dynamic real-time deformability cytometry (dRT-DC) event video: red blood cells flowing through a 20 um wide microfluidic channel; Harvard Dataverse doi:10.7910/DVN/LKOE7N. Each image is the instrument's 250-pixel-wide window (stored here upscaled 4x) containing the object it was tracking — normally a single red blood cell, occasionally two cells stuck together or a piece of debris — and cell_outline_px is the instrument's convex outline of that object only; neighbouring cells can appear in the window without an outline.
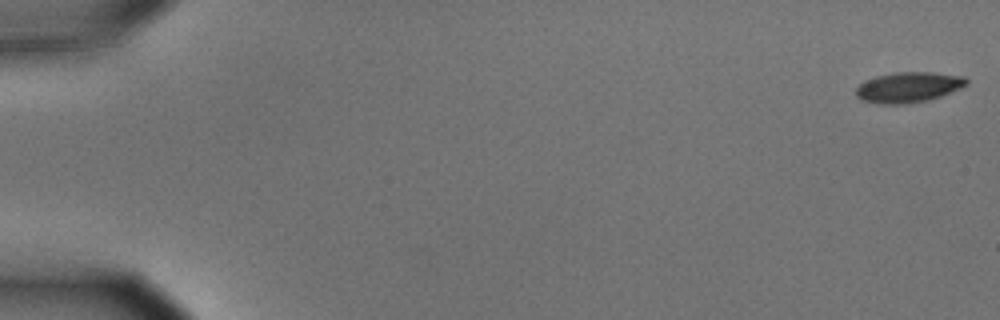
{"species": "common noctule bat (a hibernating species)", "species_latin": "Nyctalus noctula", "temperature_condition": "cold", "stored_images_in_passage": 58, "camera_frame_rate_fps": 3000, "um_per_image_px": 0.085, "animal": {"sex": "male", "body_mass_g": 15.6}, "frame": {"image": 1, "passage_image": 1, "time_ms": 0.0, "image_size_px": [1000, 320], "cell_outline_px": [[968, 84], [960, 88], [940, 96], [928, 100], [908, 104], [880, 104], [860, 100], [856, 96], [856, 88], [864, 80], [876, 76], [896, 72], [932, 72], [964, 76], [968, 80]], "centroid_in_image_um": [77.19, 7.42], "position_along_channel_um": 7.8, "area_um2": 19.71}}
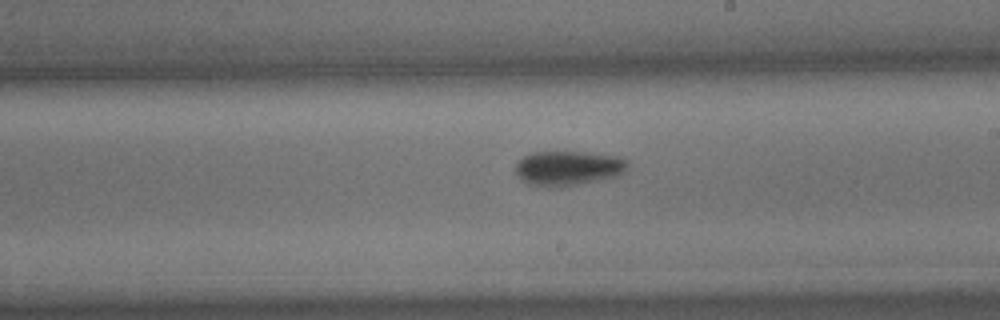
{"frame": {"image": 2, "passage_image": 34, "time_ms": 11.0, "image_size_px": [1000, 320], "cell_outline_px": [[628, 168], [620, 176], [560, 188], [548, 188], [528, 184], [520, 180], [516, 176], [516, 160], [532, 152], [588, 152], [620, 156], [628, 160]], "centroid_in_image_um": [48.29, 14.31], "position_along_channel_um": 240.7, "area_um2": 23.41}}
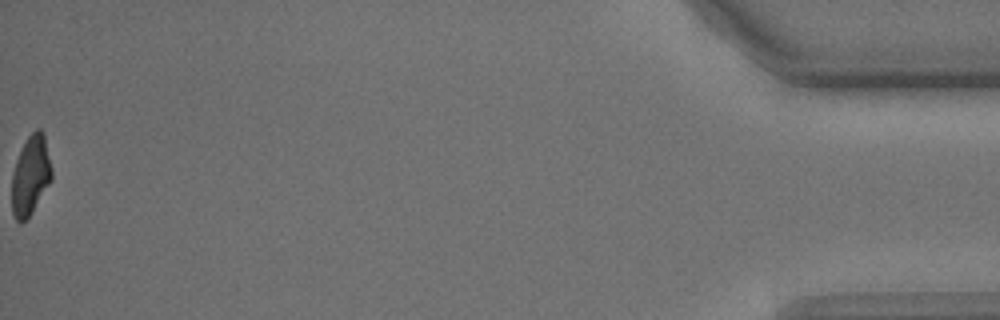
{"frame": {"image": 3, "passage_image": 58, "time_ms": 19.0, "image_size_px": [1000, 320], "cell_outline_px": [[52, 180], [28, 216], [20, 224], [16, 220], [12, 212], [12, 172], [16, 160], [28, 136], [36, 128], [40, 128], [44, 132], [52, 168]], "centroid_in_image_um": [2.61, 14.87], "position_along_channel_um": 432.6, "area_um2": 18.32}, "authors_computed_cell_mechanics": {"area_um2": 20.4901, "velocity_mm_per_s": 3.5404, "shape_relaxation_time_tau1_ms": 5.2683, "shape_relaxation_time_tau2_ms": null, "deformation_change_tau1": 0.1378, "deformation_change_tau2": null}}